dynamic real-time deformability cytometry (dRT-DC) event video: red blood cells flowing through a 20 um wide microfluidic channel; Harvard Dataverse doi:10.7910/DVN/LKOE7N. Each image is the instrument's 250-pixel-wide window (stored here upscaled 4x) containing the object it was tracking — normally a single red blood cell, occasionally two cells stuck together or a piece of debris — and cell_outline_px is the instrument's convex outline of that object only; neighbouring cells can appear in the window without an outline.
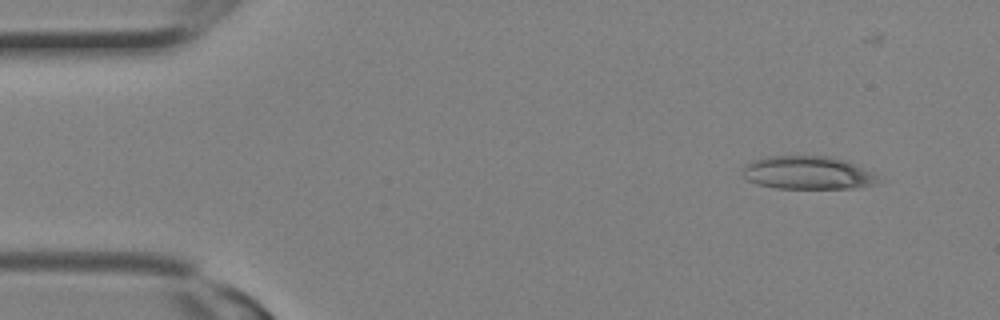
{"species": "Egyptian fruit bat (a non-hibernating species)", "species_latin": "Rousettus aegyptiacus", "temperature_condition": "room temperature", "stored_images_in_passage": 2, "camera_frame_rate_fps": 3000, "um_per_image_px": 0.085, "animal": {"sex": "female"}, "frame": {"image": 1, "passage_image": 1, "time_ms": 0.0, "image_size_px": [1000, 320], "cell_outline_px": [[876, 184], [852, 188], [776, 188], [756, 184], [748, 180], [740, 172], [744, 164], [752, 160], [764, 156], [828, 156], [844, 160], [872, 172], [876, 180]], "centroid_in_image_um": [68.54, 14.68], "position_along_channel_um": 16.5, "area_um2": 26.07}}